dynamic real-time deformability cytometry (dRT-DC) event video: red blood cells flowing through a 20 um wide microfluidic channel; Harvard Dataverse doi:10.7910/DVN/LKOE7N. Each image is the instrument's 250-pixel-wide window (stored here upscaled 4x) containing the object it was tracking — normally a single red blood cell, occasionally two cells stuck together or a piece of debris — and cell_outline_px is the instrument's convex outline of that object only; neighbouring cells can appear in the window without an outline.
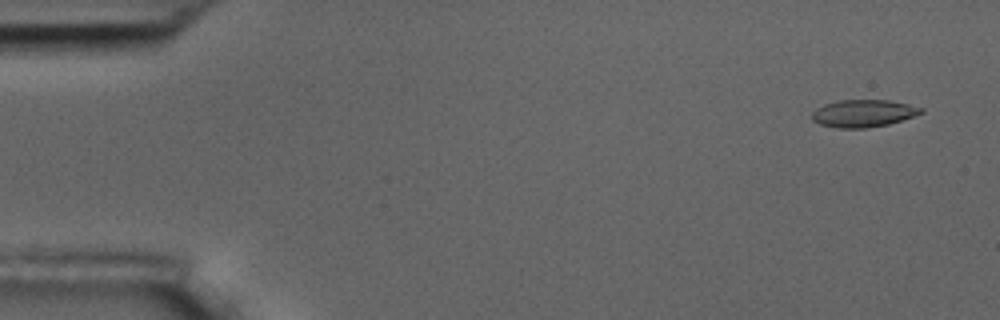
{"species": "common noctule bat (a hibernating species)", "species_latin": "Nyctalus noctula", "temperature_condition": "room temperature", "stored_images_in_passage": 8, "camera_frame_rate_fps": 3000, "um_per_image_px": 0.085, "animal": {"sex": "male", "body_mass_g": 17.5, "forearm_length_mm": 52.3}, "frame": {"image": 1, "passage_image": 1, "time_ms": 0.0, "image_size_px": [1000, 320], "cell_outline_px": [[924, 112], [888, 124], [868, 128], [836, 128], [820, 124], [812, 120], [812, 112], [816, 108], [824, 104], [836, 100], [888, 100], [908, 104], [924, 108]], "centroid_in_image_um": [73.35, 9.63], "position_along_channel_um": 11.7, "area_um2": 17.4}}
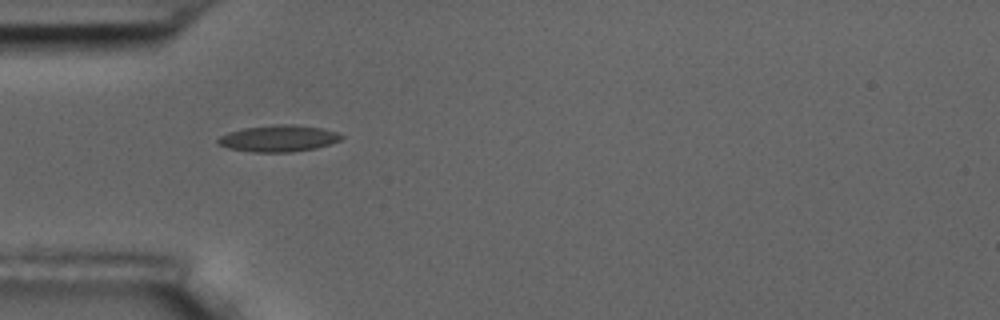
{"frame": {"image": 2, "passage_image": 5, "time_ms": 4.667, "image_size_px": [1000, 320], "cell_outline_px": [[344, 136], [340, 140], [316, 148], [292, 152], [252, 152], [228, 148], [216, 144], [216, 140], [220, 136], [228, 132], [244, 128], [280, 124], [292, 124], [320, 128], [336, 132]], "centroid_in_image_um": [23.63, 11.77], "position_along_channel_um": 61.4, "area_um2": 19.02}}
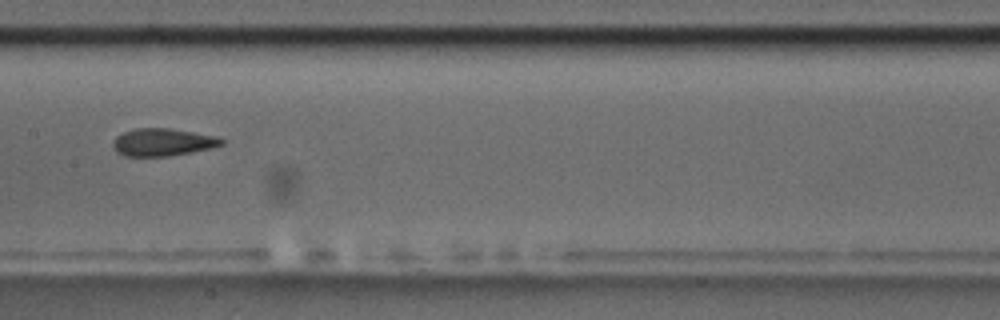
{"frame": {"image": 3, "passage_image": 8, "time_ms": 8.333, "image_size_px": [1000, 320], "cell_outline_px": [[224, 144], [212, 148], [192, 152], [168, 156], [124, 156], [116, 152], [112, 144], [112, 140], [116, 136], [124, 132], [136, 128], [168, 128], [216, 136], [224, 140]], "centroid_in_image_um": [13.81, 12.09], "position_along_channel_um": 193.6, "area_um2": 17.46}}